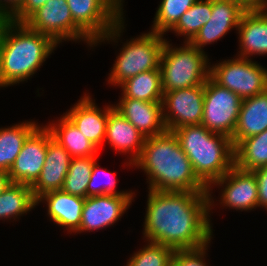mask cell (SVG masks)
I'll use <instances>...</instances> for the list:
<instances>
[{"mask_svg":"<svg viewBox=\"0 0 267 266\" xmlns=\"http://www.w3.org/2000/svg\"><path fill=\"white\" fill-rule=\"evenodd\" d=\"M144 238L171 249H194L210 243L208 192L148 191Z\"/></svg>","mask_w":267,"mask_h":266,"instance_id":"1","label":"cell"},{"mask_svg":"<svg viewBox=\"0 0 267 266\" xmlns=\"http://www.w3.org/2000/svg\"><path fill=\"white\" fill-rule=\"evenodd\" d=\"M133 165L146 172L149 190L208 192L172 131L146 137Z\"/></svg>","mask_w":267,"mask_h":266,"instance_id":"2","label":"cell"},{"mask_svg":"<svg viewBox=\"0 0 267 266\" xmlns=\"http://www.w3.org/2000/svg\"><path fill=\"white\" fill-rule=\"evenodd\" d=\"M57 44L24 22L0 24V88L24 82L37 72Z\"/></svg>","mask_w":267,"mask_h":266,"instance_id":"3","label":"cell"},{"mask_svg":"<svg viewBox=\"0 0 267 266\" xmlns=\"http://www.w3.org/2000/svg\"><path fill=\"white\" fill-rule=\"evenodd\" d=\"M180 147L189 158L197 178L208 188L209 212L214 200L212 183L222 178L235 165V150L230 137L209 131L203 125L172 130Z\"/></svg>","mask_w":267,"mask_h":266,"instance_id":"4","label":"cell"},{"mask_svg":"<svg viewBox=\"0 0 267 266\" xmlns=\"http://www.w3.org/2000/svg\"><path fill=\"white\" fill-rule=\"evenodd\" d=\"M208 60L205 52L190 42L174 48L166 40L159 67L163 92L205 84L210 73Z\"/></svg>","mask_w":267,"mask_h":266,"instance_id":"5","label":"cell"},{"mask_svg":"<svg viewBox=\"0 0 267 266\" xmlns=\"http://www.w3.org/2000/svg\"><path fill=\"white\" fill-rule=\"evenodd\" d=\"M74 23L94 42L114 41L124 29L123 0H66ZM112 39V40H111Z\"/></svg>","mask_w":267,"mask_h":266,"instance_id":"6","label":"cell"},{"mask_svg":"<svg viewBox=\"0 0 267 266\" xmlns=\"http://www.w3.org/2000/svg\"><path fill=\"white\" fill-rule=\"evenodd\" d=\"M153 31L131 39L121 48L109 73L108 83L120 86L126 80L149 70H160V60L166 39Z\"/></svg>","mask_w":267,"mask_h":266,"instance_id":"7","label":"cell"},{"mask_svg":"<svg viewBox=\"0 0 267 266\" xmlns=\"http://www.w3.org/2000/svg\"><path fill=\"white\" fill-rule=\"evenodd\" d=\"M209 77L245 99L267 91V69L248 58L236 57L210 66Z\"/></svg>","mask_w":267,"mask_h":266,"instance_id":"8","label":"cell"},{"mask_svg":"<svg viewBox=\"0 0 267 266\" xmlns=\"http://www.w3.org/2000/svg\"><path fill=\"white\" fill-rule=\"evenodd\" d=\"M242 98L219 86L210 77L204 84V111L201 125L209 131L232 137Z\"/></svg>","mask_w":267,"mask_h":266,"instance_id":"9","label":"cell"},{"mask_svg":"<svg viewBox=\"0 0 267 266\" xmlns=\"http://www.w3.org/2000/svg\"><path fill=\"white\" fill-rule=\"evenodd\" d=\"M24 23L31 29L49 36L57 45L62 40L81 41L90 47L94 42L74 23L66 0H49L33 12Z\"/></svg>","mask_w":267,"mask_h":266,"instance_id":"10","label":"cell"},{"mask_svg":"<svg viewBox=\"0 0 267 266\" xmlns=\"http://www.w3.org/2000/svg\"><path fill=\"white\" fill-rule=\"evenodd\" d=\"M163 93L161 104L167 131L201 124L204 111V84Z\"/></svg>","mask_w":267,"mask_h":266,"instance_id":"11","label":"cell"},{"mask_svg":"<svg viewBox=\"0 0 267 266\" xmlns=\"http://www.w3.org/2000/svg\"><path fill=\"white\" fill-rule=\"evenodd\" d=\"M52 138L46 125L38 126L25 140L8 172L11 183L32 186L39 178L46 159L48 141Z\"/></svg>","mask_w":267,"mask_h":266,"instance_id":"12","label":"cell"},{"mask_svg":"<svg viewBox=\"0 0 267 266\" xmlns=\"http://www.w3.org/2000/svg\"><path fill=\"white\" fill-rule=\"evenodd\" d=\"M133 195L103 194L85 198L80 229L82 231L99 230L113 225L132 203Z\"/></svg>","mask_w":267,"mask_h":266,"instance_id":"13","label":"cell"},{"mask_svg":"<svg viewBox=\"0 0 267 266\" xmlns=\"http://www.w3.org/2000/svg\"><path fill=\"white\" fill-rule=\"evenodd\" d=\"M212 184L223 188L220 196L222 206L241 211L258 207V186L252 171L241 170L234 165Z\"/></svg>","mask_w":267,"mask_h":266,"instance_id":"14","label":"cell"},{"mask_svg":"<svg viewBox=\"0 0 267 266\" xmlns=\"http://www.w3.org/2000/svg\"><path fill=\"white\" fill-rule=\"evenodd\" d=\"M246 10L231 0H212V14L210 20L201 27L190 43L198 50L207 44L217 42L224 37L230 29L237 30L242 15Z\"/></svg>","mask_w":267,"mask_h":266,"instance_id":"15","label":"cell"},{"mask_svg":"<svg viewBox=\"0 0 267 266\" xmlns=\"http://www.w3.org/2000/svg\"><path fill=\"white\" fill-rule=\"evenodd\" d=\"M114 108L125 117L145 138L163 134L167 128L161 102L120 98Z\"/></svg>","mask_w":267,"mask_h":266,"instance_id":"16","label":"cell"},{"mask_svg":"<svg viewBox=\"0 0 267 266\" xmlns=\"http://www.w3.org/2000/svg\"><path fill=\"white\" fill-rule=\"evenodd\" d=\"M104 108V110L98 108L92 98L85 94L78 103L74 104V107L64 114L98 149L104 142L109 116V106Z\"/></svg>","mask_w":267,"mask_h":266,"instance_id":"17","label":"cell"},{"mask_svg":"<svg viewBox=\"0 0 267 266\" xmlns=\"http://www.w3.org/2000/svg\"><path fill=\"white\" fill-rule=\"evenodd\" d=\"M71 159L70 154L53 138L48 141L44 166L39 178L31 186L36 200L44 193L62 189Z\"/></svg>","mask_w":267,"mask_h":266,"instance_id":"18","label":"cell"},{"mask_svg":"<svg viewBox=\"0 0 267 266\" xmlns=\"http://www.w3.org/2000/svg\"><path fill=\"white\" fill-rule=\"evenodd\" d=\"M110 143L114 150L121 153H132L128 165L140 156L145 137L113 105H109V116L104 141ZM130 152V153H129Z\"/></svg>","mask_w":267,"mask_h":266,"instance_id":"19","label":"cell"},{"mask_svg":"<svg viewBox=\"0 0 267 266\" xmlns=\"http://www.w3.org/2000/svg\"><path fill=\"white\" fill-rule=\"evenodd\" d=\"M42 201L47 202V213L54 223L66 227L71 233H77L80 229L85 198L60 189L44 193L37 199V206Z\"/></svg>","mask_w":267,"mask_h":266,"instance_id":"20","label":"cell"},{"mask_svg":"<svg viewBox=\"0 0 267 266\" xmlns=\"http://www.w3.org/2000/svg\"><path fill=\"white\" fill-rule=\"evenodd\" d=\"M236 31L240 43L237 57L267 54V15L262 10L246 11Z\"/></svg>","mask_w":267,"mask_h":266,"instance_id":"21","label":"cell"},{"mask_svg":"<svg viewBox=\"0 0 267 266\" xmlns=\"http://www.w3.org/2000/svg\"><path fill=\"white\" fill-rule=\"evenodd\" d=\"M267 129V91L242 99L236 128L231 137L234 148L248 137Z\"/></svg>","mask_w":267,"mask_h":266,"instance_id":"22","label":"cell"},{"mask_svg":"<svg viewBox=\"0 0 267 266\" xmlns=\"http://www.w3.org/2000/svg\"><path fill=\"white\" fill-rule=\"evenodd\" d=\"M46 127L52 138L73 157L98 156L99 149L94 146L78 128L63 114L57 124Z\"/></svg>","mask_w":267,"mask_h":266,"instance_id":"23","label":"cell"},{"mask_svg":"<svg viewBox=\"0 0 267 266\" xmlns=\"http://www.w3.org/2000/svg\"><path fill=\"white\" fill-rule=\"evenodd\" d=\"M38 126L35 122L27 121L0 128V170L9 172L25 140Z\"/></svg>","mask_w":267,"mask_h":266,"instance_id":"24","label":"cell"},{"mask_svg":"<svg viewBox=\"0 0 267 266\" xmlns=\"http://www.w3.org/2000/svg\"><path fill=\"white\" fill-rule=\"evenodd\" d=\"M121 98L162 102L163 90L160 70H149L131 77L120 85Z\"/></svg>","mask_w":267,"mask_h":266,"instance_id":"25","label":"cell"},{"mask_svg":"<svg viewBox=\"0 0 267 266\" xmlns=\"http://www.w3.org/2000/svg\"><path fill=\"white\" fill-rule=\"evenodd\" d=\"M37 200L32 194L31 186L11 183L0 194V220L17 219L36 207ZM17 217V218H16Z\"/></svg>","mask_w":267,"mask_h":266,"instance_id":"26","label":"cell"},{"mask_svg":"<svg viewBox=\"0 0 267 266\" xmlns=\"http://www.w3.org/2000/svg\"><path fill=\"white\" fill-rule=\"evenodd\" d=\"M234 150L235 166L241 170L253 171L267 166V129L243 139Z\"/></svg>","mask_w":267,"mask_h":266,"instance_id":"27","label":"cell"},{"mask_svg":"<svg viewBox=\"0 0 267 266\" xmlns=\"http://www.w3.org/2000/svg\"><path fill=\"white\" fill-rule=\"evenodd\" d=\"M212 0H198L184 12L177 24L170 30L177 35H184L185 42H190L203 25L211 18Z\"/></svg>","mask_w":267,"mask_h":266,"instance_id":"28","label":"cell"},{"mask_svg":"<svg viewBox=\"0 0 267 266\" xmlns=\"http://www.w3.org/2000/svg\"><path fill=\"white\" fill-rule=\"evenodd\" d=\"M97 157H73L62 190L71 195L87 198V186Z\"/></svg>","mask_w":267,"mask_h":266,"instance_id":"29","label":"cell"},{"mask_svg":"<svg viewBox=\"0 0 267 266\" xmlns=\"http://www.w3.org/2000/svg\"><path fill=\"white\" fill-rule=\"evenodd\" d=\"M196 1L198 0H162L156 11L151 31L164 35Z\"/></svg>","mask_w":267,"mask_h":266,"instance_id":"30","label":"cell"},{"mask_svg":"<svg viewBox=\"0 0 267 266\" xmlns=\"http://www.w3.org/2000/svg\"><path fill=\"white\" fill-rule=\"evenodd\" d=\"M174 250L148 241L146 247L134 253L126 266H171Z\"/></svg>","mask_w":267,"mask_h":266,"instance_id":"31","label":"cell"},{"mask_svg":"<svg viewBox=\"0 0 267 266\" xmlns=\"http://www.w3.org/2000/svg\"><path fill=\"white\" fill-rule=\"evenodd\" d=\"M99 164L97 161L95 162L90 180L87 186V197L89 196H95V195H103V194H115V195H133L135 192L132 191H118L116 190V179H115V174L111 173L105 169H100ZM101 172V173H100ZM101 175L105 176V182H99V177ZM104 179V178H103Z\"/></svg>","mask_w":267,"mask_h":266,"instance_id":"32","label":"cell"},{"mask_svg":"<svg viewBox=\"0 0 267 266\" xmlns=\"http://www.w3.org/2000/svg\"><path fill=\"white\" fill-rule=\"evenodd\" d=\"M208 245L209 243L194 249L175 250L171 266H206L204 257Z\"/></svg>","mask_w":267,"mask_h":266,"instance_id":"33","label":"cell"},{"mask_svg":"<svg viewBox=\"0 0 267 266\" xmlns=\"http://www.w3.org/2000/svg\"><path fill=\"white\" fill-rule=\"evenodd\" d=\"M49 0H24L21 6L8 18L15 22H24L33 12Z\"/></svg>","mask_w":267,"mask_h":266,"instance_id":"34","label":"cell"},{"mask_svg":"<svg viewBox=\"0 0 267 266\" xmlns=\"http://www.w3.org/2000/svg\"><path fill=\"white\" fill-rule=\"evenodd\" d=\"M255 175L258 186V207L267 210V166L252 171Z\"/></svg>","mask_w":267,"mask_h":266,"instance_id":"35","label":"cell"},{"mask_svg":"<svg viewBox=\"0 0 267 266\" xmlns=\"http://www.w3.org/2000/svg\"><path fill=\"white\" fill-rule=\"evenodd\" d=\"M24 0H0V16L9 18L23 3Z\"/></svg>","mask_w":267,"mask_h":266,"instance_id":"36","label":"cell"},{"mask_svg":"<svg viewBox=\"0 0 267 266\" xmlns=\"http://www.w3.org/2000/svg\"><path fill=\"white\" fill-rule=\"evenodd\" d=\"M240 4L246 11L261 10L265 0H231Z\"/></svg>","mask_w":267,"mask_h":266,"instance_id":"37","label":"cell"},{"mask_svg":"<svg viewBox=\"0 0 267 266\" xmlns=\"http://www.w3.org/2000/svg\"><path fill=\"white\" fill-rule=\"evenodd\" d=\"M11 184L7 172L0 170V194Z\"/></svg>","mask_w":267,"mask_h":266,"instance_id":"38","label":"cell"},{"mask_svg":"<svg viewBox=\"0 0 267 266\" xmlns=\"http://www.w3.org/2000/svg\"><path fill=\"white\" fill-rule=\"evenodd\" d=\"M261 10L267 15V0L264 1V4Z\"/></svg>","mask_w":267,"mask_h":266,"instance_id":"39","label":"cell"}]
</instances>
